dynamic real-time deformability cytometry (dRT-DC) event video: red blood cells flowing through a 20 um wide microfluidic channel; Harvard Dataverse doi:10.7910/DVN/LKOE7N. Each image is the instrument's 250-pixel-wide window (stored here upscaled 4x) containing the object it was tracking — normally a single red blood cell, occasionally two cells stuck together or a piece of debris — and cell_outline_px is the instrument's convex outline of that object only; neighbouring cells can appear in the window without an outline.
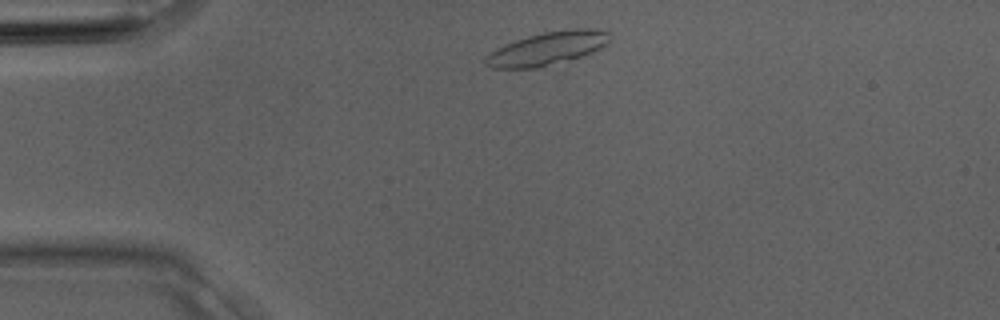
{"species": "Egyptian fruit bat (a non-hibernating species)", "species_latin": "Rousettus aegyptiacus", "temperature_condition": "room temperature", "stored_images_in_passage": 2, "camera_frame_rate_fps": 3000, "um_per_image_px": 0.085, "animal": {"sex": "male"}, "frame": {"image": 1, "passage_image": 1, "time_ms": 0.0, "image_size_px": [1000, 320], "cell_outline_px": [[608, 40], [600, 48], [580, 56], [536, 68], [492, 68], [484, 64], [484, 56], [496, 48], [504, 44], [528, 36], [544, 32], [572, 28], [596, 28], [608, 32]], "centroid_in_image_um": [46.45, 4.11], "position_along_channel_um": 38.6, "area_um2": 23.64}}